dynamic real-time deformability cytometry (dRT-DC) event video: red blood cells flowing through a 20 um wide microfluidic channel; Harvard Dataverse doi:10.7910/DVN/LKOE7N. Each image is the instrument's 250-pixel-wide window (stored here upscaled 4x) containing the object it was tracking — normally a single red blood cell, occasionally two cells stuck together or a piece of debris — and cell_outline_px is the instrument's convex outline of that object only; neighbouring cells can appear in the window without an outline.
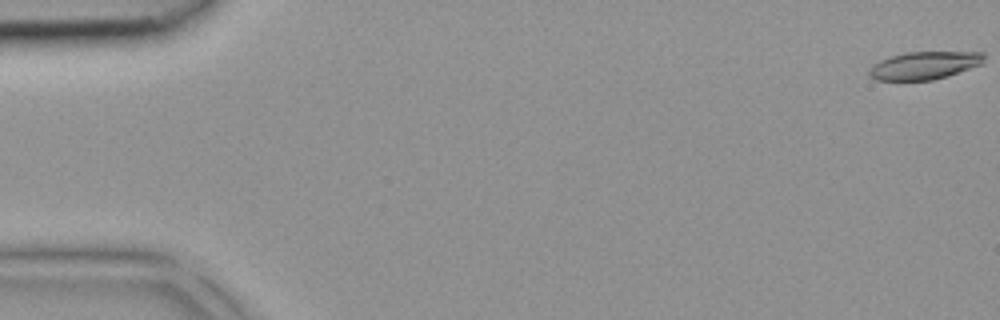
{"species": "common noctule bat (a hibernating species)", "species_latin": "Nyctalus noctula", "temperature_condition": "room temperature", "stored_images_in_passage": 42, "camera_frame_rate_fps": 3000, "um_per_image_px": 0.085, "animal": {"sex": "female", "body_mass_g": 18.4}, "frame": {"image": 1, "passage_image": 1, "time_ms": 0.0, "image_size_px": [1000, 320], "cell_outline_px": [[984, 64], [948, 76], [932, 80], [876, 80], [868, 76], [868, 68], [872, 64], [888, 56], [904, 52], [984, 52]], "centroid_in_image_um": [78.54, 5.56], "position_along_channel_um": 6.5, "area_um2": 18.96}}
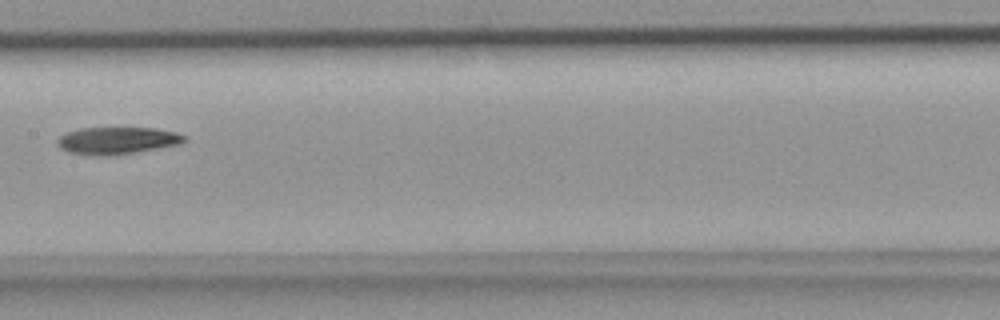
{"frame": {"image": 2, "passage_image": 22, "time_ms": 7.0, "image_size_px": [1000, 320], "cell_outline_px": [[188, 140], [180, 144], [136, 152], [112, 156], [92, 156], [68, 152], [60, 148], [56, 144], [56, 140], [60, 136], [68, 132], [80, 128], [152, 128], [176, 132], [184, 136]], "centroid_in_image_um": [9.93, 11.96], "position_along_channel_um": 197.5, "area_um2": 20.23}}
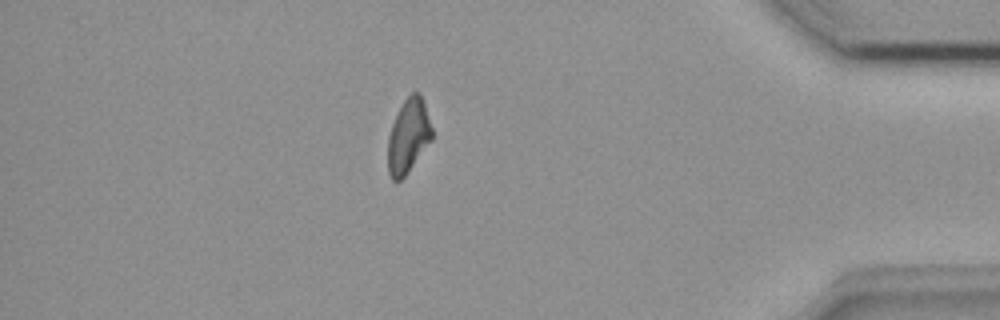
{"frame": {"image": 3, "passage_image": 37, "time_ms": 12.0, "image_size_px": [1000, 320], "cell_outline_px": [[432, 140], [404, 176], [400, 180], [392, 180], [388, 172], [388, 136], [392, 124], [404, 100], [412, 92], [416, 92], [420, 96], [424, 104], [432, 128]], "centroid_in_image_um": [34.7, 11.58], "position_along_channel_um": 400.5, "area_um2": 18.61}}